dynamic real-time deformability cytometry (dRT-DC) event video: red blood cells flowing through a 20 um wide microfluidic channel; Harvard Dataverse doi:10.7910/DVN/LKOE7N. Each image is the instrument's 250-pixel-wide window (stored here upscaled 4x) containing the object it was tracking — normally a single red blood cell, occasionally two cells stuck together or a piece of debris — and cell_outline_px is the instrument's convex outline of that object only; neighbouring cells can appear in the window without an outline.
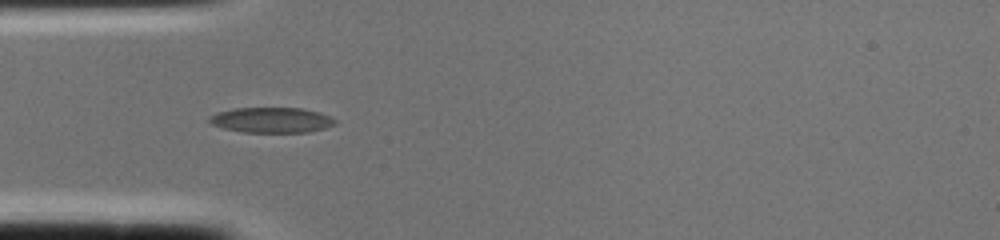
{"species": "common noctule bat (a hibernating species)", "species_latin": "Nyctalus noctula", "temperature_condition": "cold", "stored_images_in_passage": 2, "camera_frame_rate_fps": 3000, "um_per_image_px": 0.085, "animal": {"sex": "female", "body_mass_g": 22.0, "forearm_length_mm": 56.7}, "frame": {"image": 1, "passage_image": 2, "time_ms": 0.333, "image_size_px": [1000, 240], "cell_outline_px": [[336, 124], [324, 128], [308, 132], [244, 132], [224, 128], [212, 124], [208, 120], [208, 116], [216, 112], [232, 108], [300, 108], [320, 112], [336, 120]], "centroid_in_image_um": [23.05, 10.2], "position_along_channel_um": 61.9, "area_um2": 18.55}}